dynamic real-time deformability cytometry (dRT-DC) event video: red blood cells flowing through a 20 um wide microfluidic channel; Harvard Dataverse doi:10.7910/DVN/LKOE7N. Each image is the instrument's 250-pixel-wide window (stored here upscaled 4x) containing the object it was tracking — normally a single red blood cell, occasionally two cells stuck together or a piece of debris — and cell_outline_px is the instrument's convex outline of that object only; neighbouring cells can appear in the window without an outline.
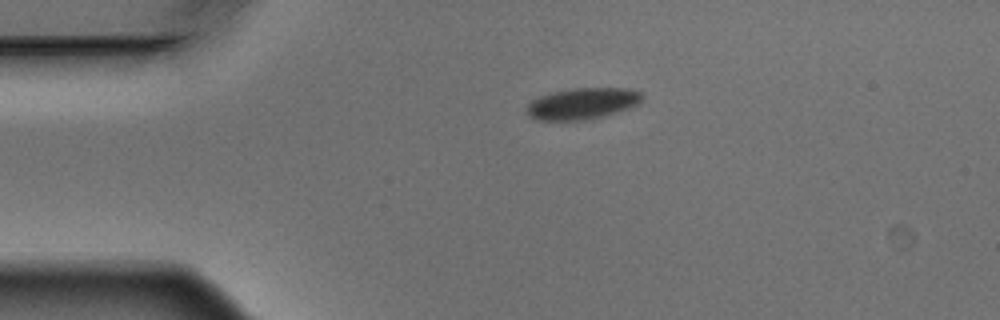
{"species": "Egyptian fruit bat (a non-hibernating species)", "species_latin": "Rousettus aegyptiacus", "temperature_condition": "warm", "stored_images_in_passage": 2, "camera_frame_rate_fps": 3000, "um_per_image_px": 0.085, "animal": {"sex": "male"}, "frame": {"image": 1, "passage_image": 1, "time_ms": 0.0, "image_size_px": [1000, 320], "cell_outline_px": [[644, 96], [636, 104], [628, 108], [604, 116], [584, 120], [536, 120], [528, 116], [528, 104], [532, 100], [540, 96], [552, 92], [572, 88], [632, 88], [640, 92]], "centroid_in_image_um": [49.5, 8.79], "position_along_channel_um": 35.5, "area_um2": 20.98}}